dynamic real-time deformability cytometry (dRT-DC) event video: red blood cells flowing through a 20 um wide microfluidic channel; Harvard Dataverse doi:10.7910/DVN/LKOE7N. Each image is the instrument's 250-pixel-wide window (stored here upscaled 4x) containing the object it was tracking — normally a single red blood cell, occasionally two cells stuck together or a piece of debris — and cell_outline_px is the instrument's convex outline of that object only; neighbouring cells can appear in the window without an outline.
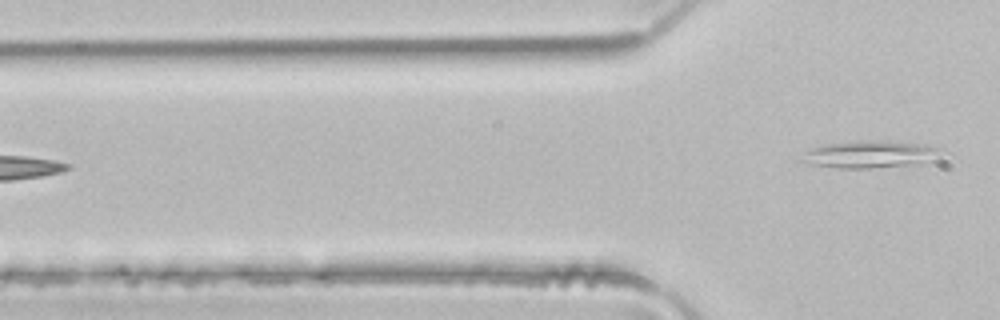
{"species": "common noctule bat (a hibernating species)", "species_latin": "Nyctalus noctula", "temperature_condition": "room temperature", "stored_images_in_passage": 3, "camera_frame_rate_fps": 3000, "um_per_image_px": 0.085, "animal": {"sex": "male", "body_mass_g": 21.5, "forearm_length_mm": 52.0}, "frame": {"image": 1, "passage_image": 3, "time_ms": 0.667, "image_size_px": [1000, 320], "cell_outline_px": [[944, 148], [912, 164], [868, 168], [836, 168], [808, 164], [796, 160], [804, 152], [828, 144], [860, 140], [868, 140], [924, 144]], "centroid_in_image_um": [73.71, 13.11], "position_along_channel_um": 52.1, "area_um2": 21.15}}